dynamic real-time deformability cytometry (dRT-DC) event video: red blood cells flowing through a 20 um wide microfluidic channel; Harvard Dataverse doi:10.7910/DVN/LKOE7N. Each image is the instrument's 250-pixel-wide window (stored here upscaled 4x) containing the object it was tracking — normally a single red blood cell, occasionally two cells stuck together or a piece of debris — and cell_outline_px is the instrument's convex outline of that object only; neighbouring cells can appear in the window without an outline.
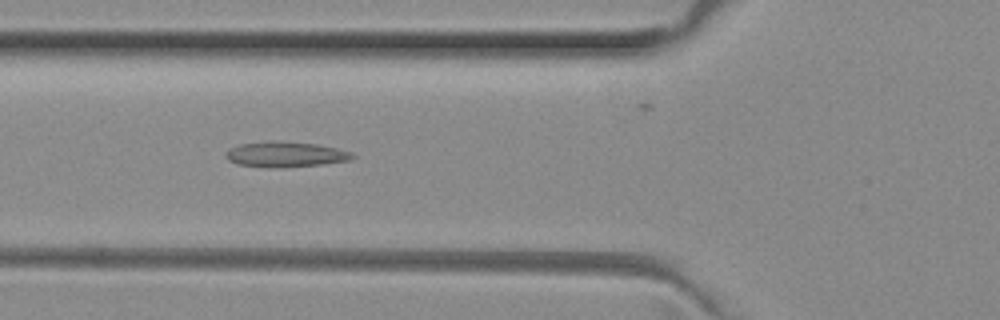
{"species": "common noctule bat (a hibernating species)", "species_latin": "Nyctalus noctula", "temperature_condition": "room temperature", "stored_images_in_passage": 41, "camera_frame_rate_fps": 3000, "um_per_image_px": 0.085, "animal": {"sex": "female", "body_mass_g": 29.2, "forearm_length_mm": 56.3}, "frame": {"image": 1, "passage_image": 8, "time_ms": 2.333, "image_size_px": [1000, 320], "cell_outline_px": [[356, 156], [348, 160], [324, 164], [280, 168], [272, 168], [236, 164], [228, 160], [224, 156], [224, 152], [240, 144], [316, 144], [336, 148], [352, 152]], "centroid_in_image_um": [24.28, 13.19], "position_along_channel_um": 101.5, "area_um2": 17.74}}
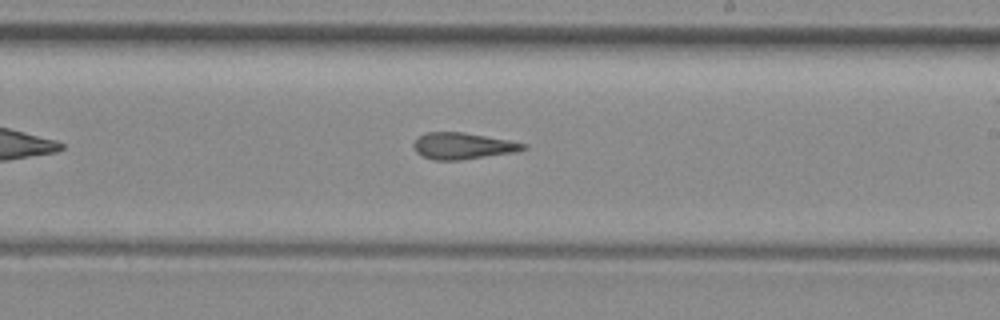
{"frame": {"image": 2, "passage_image": 19, "time_ms": 6.0, "image_size_px": [1000, 320], "cell_outline_px": [[528, 148], [516, 152], [460, 160], [432, 160], [420, 156], [412, 148], [412, 144], [420, 136], [428, 132], [464, 132], [508, 140], [528, 144]], "centroid_in_image_um": [39.32, 12.41], "position_along_channel_um": 249.7, "area_um2": 17.05}}
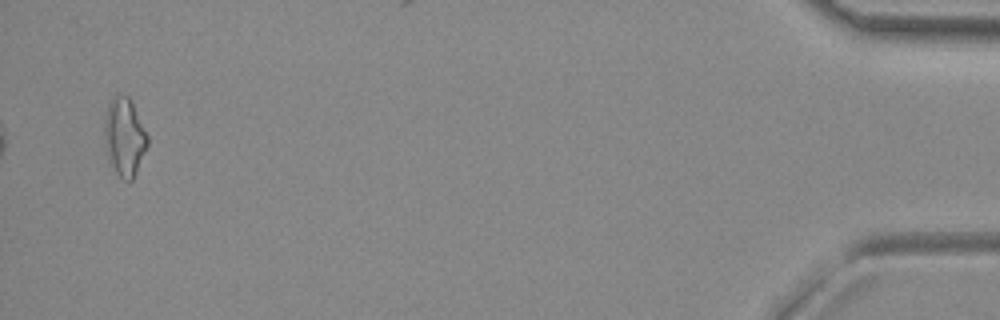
{"frame": {"image": 3, "passage_image": 39, "time_ms": 12.667, "image_size_px": [1000, 320], "cell_outline_px": [[148, 144], [132, 180], [124, 180], [116, 172], [108, 156], [104, 140], [104, 116], [108, 104], [116, 92], [128, 96], [148, 136]], "centroid_in_image_um": [10.55, 11.59], "position_along_channel_um": 424.6, "area_um2": 19.31}, "authors_computed_cell_mechanics": {"area_um2": 17.34, "velocity_mm_per_s": 4.047, "shape_relaxation_time_tau1_ms": null, "shape_relaxation_time_tau2_ms": 5.855, "deformation_change_tau1": null, "deformation_change_tau2": 0.1509}}